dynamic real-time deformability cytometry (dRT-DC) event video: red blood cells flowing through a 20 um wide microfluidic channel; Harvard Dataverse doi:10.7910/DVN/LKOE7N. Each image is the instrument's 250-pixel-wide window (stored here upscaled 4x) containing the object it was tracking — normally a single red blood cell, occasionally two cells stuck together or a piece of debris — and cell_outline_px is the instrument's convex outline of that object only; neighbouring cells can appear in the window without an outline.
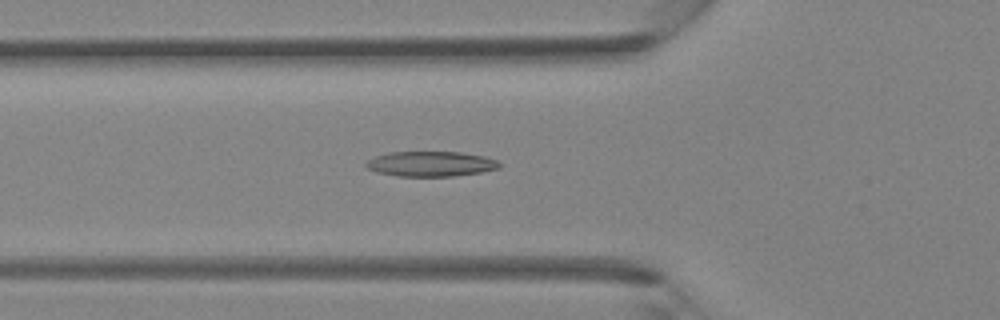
{"species": "Egyptian fruit bat (a non-hibernating species)", "species_latin": "Rousettus aegyptiacus", "temperature_condition": "room temperature", "stored_images_in_passage": 42, "camera_frame_rate_fps": 3000, "um_per_image_px": 0.085, "animal": {"sex": "female"}, "frame": {"image": 1, "passage_image": 15, "time_ms": 4.667, "image_size_px": [1000, 320], "cell_outline_px": [[504, 164], [500, 168], [480, 172], [452, 176], [396, 176], [376, 172], [364, 168], [364, 164], [368, 160], [376, 156], [388, 152], [460, 152], [484, 156], [496, 160]], "centroid_in_image_um": [36.6, 13.93], "position_along_channel_um": 89.2, "area_um2": 19.65}}
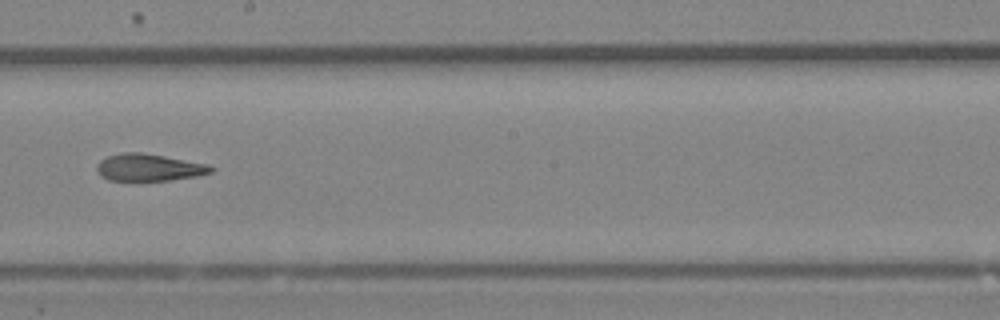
{"frame": {"image": 2, "passage_image": 24, "time_ms": 7.667, "image_size_px": [1000, 320], "cell_outline_px": [[216, 168], [212, 172], [196, 176], [168, 180], [108, 180], [100, 176], [96, 168], [96, 164], [100, 160], [108, 156], [124, 152], [140, 152], [164, 156], [208, 164]], "centroid_in_image_um": [12.65, 14.23], "position_along_channel_um": 235.6, "area_um2": 17.98}}
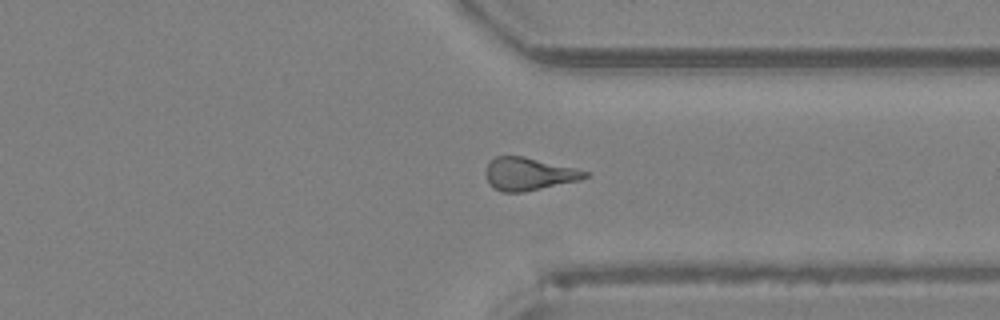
{"frame": {"image": 3, "passage_image": 32, "time_ms": 10.333, "image_size_px": [1000, 320], "cell_outline_px": [[588, 176], [580, 180], [524, 192], [500, 192], [492, 188], [488, 184], [484, 172], [488, 164], [496, 156], [524, 156], [588, 172]], "centroid_in_image_um": [44.87, 14.8], "position_along_channel_um": 366.5, "area_um2": 18.84}}